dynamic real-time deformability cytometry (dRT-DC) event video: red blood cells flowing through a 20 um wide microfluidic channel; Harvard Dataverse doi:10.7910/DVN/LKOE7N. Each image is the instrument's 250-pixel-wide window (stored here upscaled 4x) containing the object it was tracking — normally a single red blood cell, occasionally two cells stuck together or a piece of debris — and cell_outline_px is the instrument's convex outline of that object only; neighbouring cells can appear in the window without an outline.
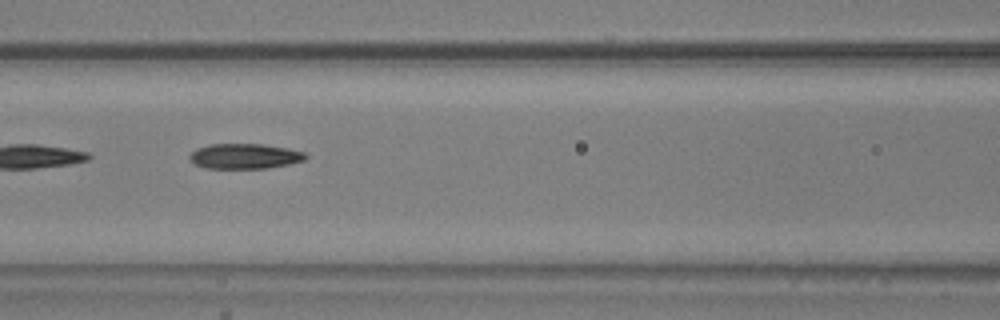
{"species": "common noctule bat (a hibernating species)", "species_latin": "Nyctalus noctula", "temperature_condition": "warm", "stored_images_in_passage": 42, "segment_of_instrument_passage": [2, 2], "camera_frame_rate_fps": 3000, "um_per_image_px": 0.085, "animal": {"sex": "male", "body_mass_g": 20.5, "forearm_length_mm": 52.5}, "frame": {"image": 1, "passage_image": 25, "time_ms": 8.0, "image_size_px": [1000, 320], "cell_outline_px": [[308, 156], [304, 160], [288, 164], [268, 168], [204, 168], [196, 164], [188, 156], [196, 148], [208, 144], [264, 144], [288, 148], [304, 152]], "centroid_in_image_um": [20.8, 13.27], "position_along_channel_um": 145.8, "area_um2": 16.99}}